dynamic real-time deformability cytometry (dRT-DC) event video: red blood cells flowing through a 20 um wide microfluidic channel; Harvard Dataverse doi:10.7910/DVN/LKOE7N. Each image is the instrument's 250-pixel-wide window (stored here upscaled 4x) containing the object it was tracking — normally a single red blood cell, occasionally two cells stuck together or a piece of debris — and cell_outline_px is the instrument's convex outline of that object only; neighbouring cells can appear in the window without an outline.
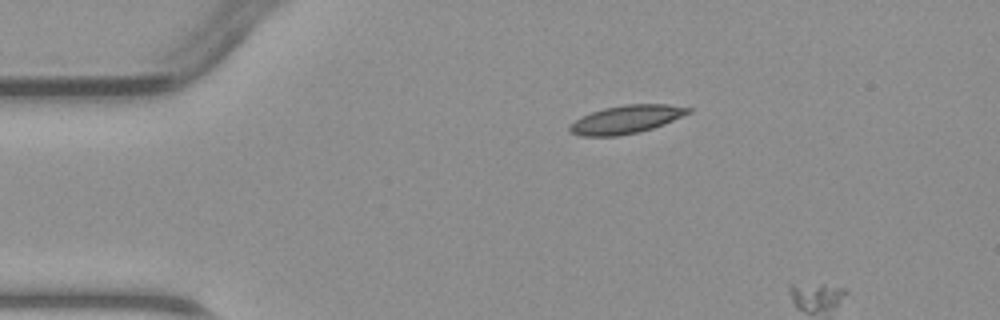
{"species": "common noctule bat (a hibernating species)", "species_latin": "Nyctalus noctula", "temperature_condition": "warm", "stored_images_in_passage": 2, "camera_frame_rate_fps": 3000, "um_per_image_px": 0.085, "animal": {"sex": "male", "body_mass_g": 23.1, "forearm_length_mm": 52.7}, "frame": {"image": 1, "passage_image": 1, "time_ms": 0.0, "image_size_px": [1000, 320], "cell_outline_px": [[692, 112], [664, 124], [640, 132], [616, 136], [580, 136], [572, 132], [568, 128], [568, 124], [592, 112], [604, 108], [624, 104], [668, 104], [692, 108]], "centroid_in_image_um": [53.25, 10.14], "position_along_channel_um": 31.7, "area_um2": 19.42}}